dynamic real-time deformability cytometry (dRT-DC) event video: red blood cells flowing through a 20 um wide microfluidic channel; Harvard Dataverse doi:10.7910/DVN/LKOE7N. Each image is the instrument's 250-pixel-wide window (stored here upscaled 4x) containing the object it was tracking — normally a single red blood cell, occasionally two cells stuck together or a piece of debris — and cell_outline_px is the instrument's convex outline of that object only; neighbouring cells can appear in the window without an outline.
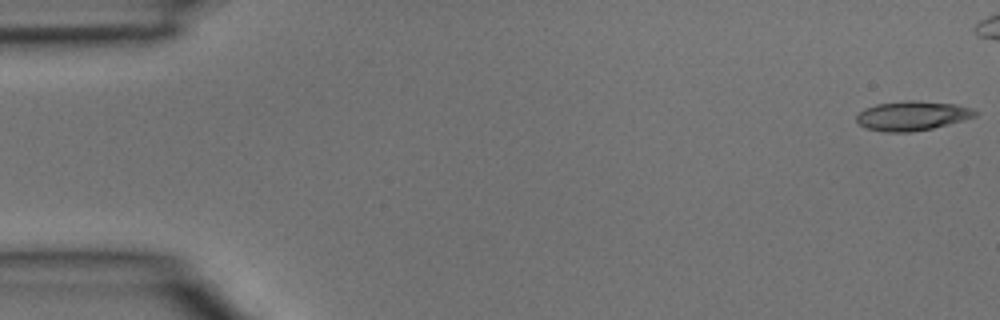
{"species": "common noctule bat (a hibernating species)", "species_latin": "Nyctalus noctula", "temperature_condition": "room temperature", "stored_images_in_passage": 5, "camera_frame_rate_fps": 3000, "um_per_image_px": 0.085, "animal": {"sex": "male", "body_mass_g": 15.6}, "frame": {"image": 1, "passage_image": 1, "time_ms": 0.0, "image_size_px": [1000, 320], "cell_outline_px": [[980, 112], [976, 116], [948, 124], [932, 128], [912, 132], [884, 132], [864, 128], [856, 120], [856, 116], [864, 108], [876, 104], [908, 100], [916, 100], [956, 104], [972, 108]], "centroid_in_image_um": [77.54, 9.83], "position_along_channel_um": 7.5, "area_um2": 20.46}}
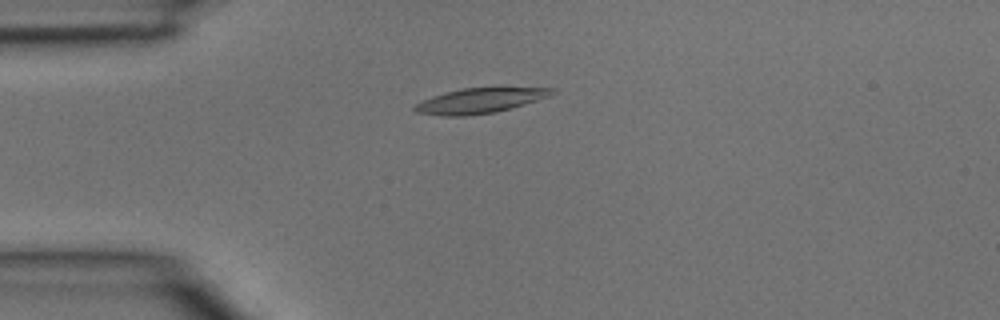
{"frame": {"image": 2, "passage_image": 5, "time_ms": 1.333, "image_size_px": [1000, 320], "cell_outline_px": [[556, 92], [548, 96], [536, 100], [496, 112], [464, 116], [444, 116], [416, 112], [412, 108], [416, 104], [432, 96], [444, 92], [464, 88], [556, 88]], "centroid_in_image_um": [40.74, 8.56], "position_along_channel_um": 44.3, "area_um2": 19.65}}